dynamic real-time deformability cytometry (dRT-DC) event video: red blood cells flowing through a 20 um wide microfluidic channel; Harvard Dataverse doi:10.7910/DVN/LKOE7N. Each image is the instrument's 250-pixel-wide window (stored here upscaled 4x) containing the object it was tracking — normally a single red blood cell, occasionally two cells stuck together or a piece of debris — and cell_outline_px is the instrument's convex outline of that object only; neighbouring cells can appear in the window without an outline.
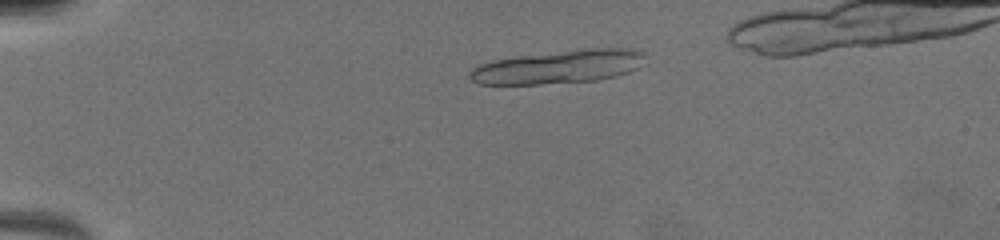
{"species": "common noctule bat (a hibernating species)", "species_latin": "Nyctalus noctula", "temperature_condition": "warm", "stored_images_in_passage": 34, "camera_frame_rate_fps": 3000, "um_per_image_px": 0.085, "animal": {"sex": "female", "body_mass_g": 19.5, "forearm_length_mm": 54.1}, "frame": {"image": 1, "passage_image": 19, "time_ms": 4.333, "image_size_px": [1000, 240], "cell_outline_px": [[644, 56], [640, 68], [616, 76], [596, 80], [540, 84], [480, 84], [472, 80], [468, 76], [468, 72], [472, 68], [480, 64], [492, 60], [520, 56], [584, 48], [632, 48], [644, 52]], "centroid_in_image_um": [47.49, 5.67], "position_along_channel_um": 37.5, "area_um2": 34.16}}